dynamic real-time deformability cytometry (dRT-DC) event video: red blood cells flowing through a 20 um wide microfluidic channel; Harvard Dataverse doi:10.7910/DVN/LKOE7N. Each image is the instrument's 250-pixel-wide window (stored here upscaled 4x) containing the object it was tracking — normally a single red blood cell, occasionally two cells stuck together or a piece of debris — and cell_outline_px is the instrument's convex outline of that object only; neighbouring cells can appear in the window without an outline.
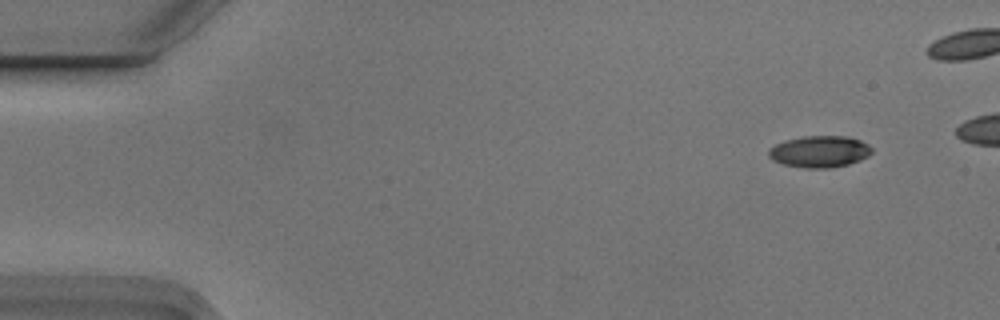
{"species": "Egyptian fruit bat (a non-hibernating species)", "species_latin": "Rousettus aegyptiacus", "temperature_condition": "cold", "stored_images_in_passage": 5, "camera_frame_rate_fps": 3000, "um_per_image_px": 0.085, "animal": {"sex": "male"}, "frame": {"image": 1, "passage_image": 1, "time_ms": 0.0, "image_size_px": [1000, 320], "cell_outline_px": [[872, 152], [868, 156], [860, 160], [848, 164], [828, 168], [808, 168], [784, 164], [772, 160], [768, 156], [768, 148], [784, 140], [804, 136], [848, 136], [860, 140], [868, 144], [872, 148]], "centroid_in_image_um": [69.66, 12.87], "position_along_channel_um": 15.3, "area_um2": 19.07}}